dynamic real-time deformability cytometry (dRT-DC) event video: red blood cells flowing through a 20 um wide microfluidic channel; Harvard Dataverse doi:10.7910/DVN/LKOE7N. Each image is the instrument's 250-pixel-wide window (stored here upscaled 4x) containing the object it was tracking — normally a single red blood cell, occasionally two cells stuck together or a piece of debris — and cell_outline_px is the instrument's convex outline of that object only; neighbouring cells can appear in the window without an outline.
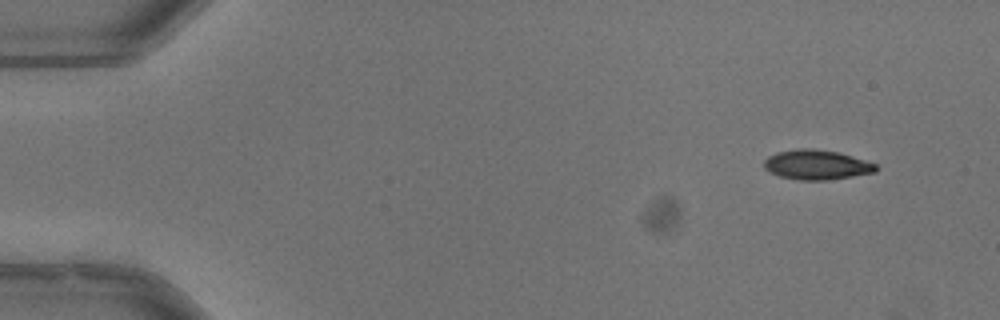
{"species": "common noctule bat (a hibernating species)", "species_latin": "Nyctalus noctula", "temperature_condition": "warm", "stored_images_in_passage": 49, "camera_frame_rate_fps": 3000, "um_per_image_px": 0.085, "animal": {"sex": "male", "body_mass_g": 13.3}, "frame": {"image": 1, "passage_image": 1, "time_ms": 0.0, "image_size_px": [1000, 320], "cell_outline_px": [[876, 172], [828, 180], [800, 180], [780, 176], [764, 168], [764, 160], [768, 156], [776, 152], [800, 148], [812, 148], [840, 152], [876, 164]], "centroid_in_image_um": [69.4, 13.99], "position_along_channel_um": 15.6, "area_um2": 19.31}}
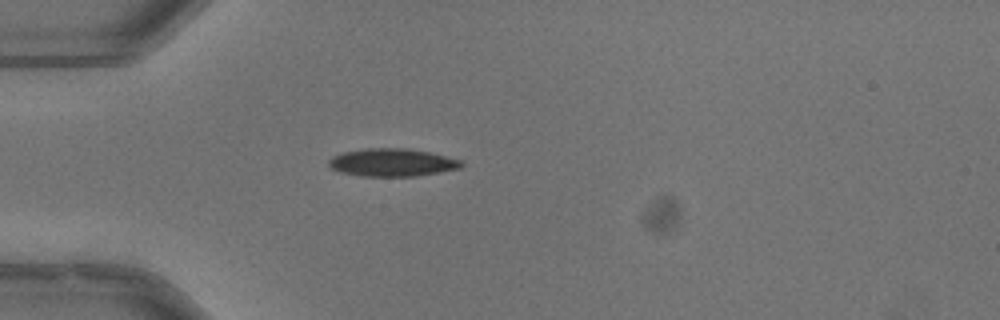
{"frame": {"image": 2, "passage_image": 12, "time_ms": 3.667, "image_size_px": [1000, 320], "cell_outline_px": [[464, 164], [460, 168], [440, 172], [416, 176], [360, 176], [340, 172], [332, 168], [328, 164], [328, 160], [332, 156], [344, 152], [368, 148], [408, 148], [428, 152], [460, 160]], "centroid_in_image_um": [33.31, 13.81], "position_along_channel_um": 51.7, "area_um2": 21.39}}
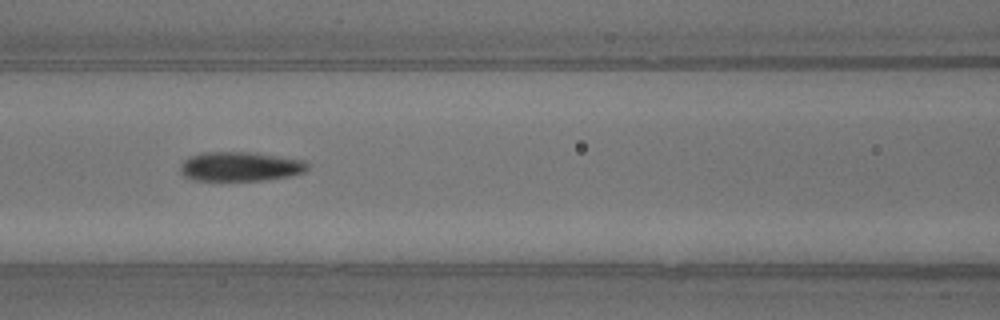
{"frame": {"image": 3, "passage_image": 20, "time_ms": 6.333, "image_size_px": [1000, 320], "cell_outline_px": [[308, 168], [304, 172], [288, 176], [264, 180], [192, 180], [184, 176], [180, 172], [180, 164], [188, 156], [200, 152], [256, 152], [304, 160], [308, 164]], "centroid_in_image_um": [20.39, 14.14], "position_along_channel_um": 146.2, "area_um2": 21.96}, "authors_computed_cell_mechanics": {"area_um2": 21.3282, "velocity_mm_per_s": 3.9865, "shape_relaxation_time_tau1_ms": 5.4269, "shape_relaxation_time_tau2_ms": 5.0262, "deformation_change_tau1": 0.1718, "deformation_change_tau2": 0.0954}}